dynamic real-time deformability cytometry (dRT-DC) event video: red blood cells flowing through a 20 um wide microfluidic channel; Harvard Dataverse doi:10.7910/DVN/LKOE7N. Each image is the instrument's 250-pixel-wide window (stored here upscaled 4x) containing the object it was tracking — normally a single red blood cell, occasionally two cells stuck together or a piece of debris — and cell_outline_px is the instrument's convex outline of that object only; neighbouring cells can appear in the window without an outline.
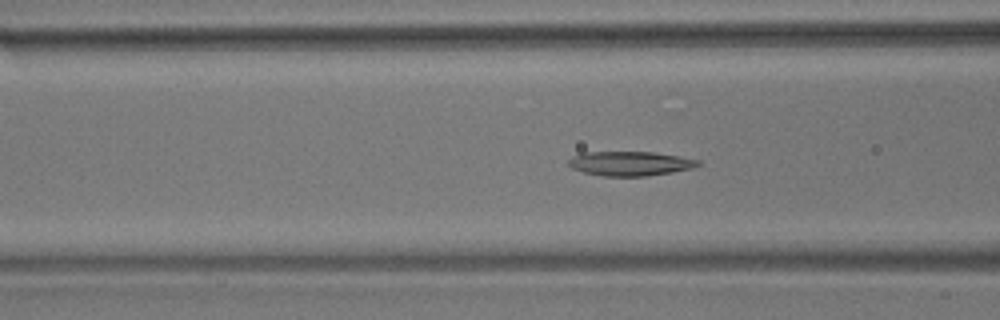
{"species": "common noctule bat (a hibernating species)", "species_latin": "Nyctalus noctula", "temperature_condition": "room temperature", "stored_images_in_passage": 52, "camera_frame_rate_fps": 3000, "um_per_image_px": 0.085, "animal": {"sex": "male", "body_mass_g": 17.9}, "frame": {"image": 1, "passage_image": 16, "time_ms": 5.0, "image_size_px": [1000, 320], "cell_outline_px": [[700, 164], [692, 168], [672, 172], [644, 176], [604, 176], [584, 172], [572, 168], [568, 164], [568, 160], [572, 156], [584, 152], [652, 152], [700, 160]], "centroid_in_image_um": [53.53, 13.9], "position_along_channel_um": 113.1, "area_um2": 18.21}}
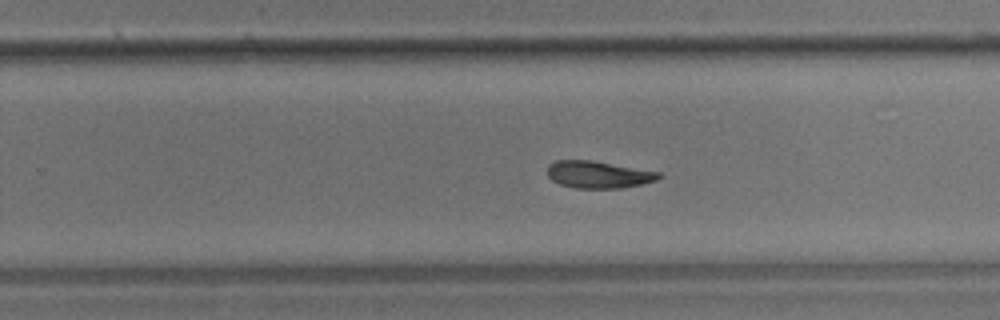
{"frame": {"image": 2, "passage_image": 30, "time_ms": 9.667, "image_size_px": [1000, 320], "cell_outline_px": [[660, 176], [656, 180], [640, 184], [620, 188], [576, 188], [560, 184], [552, 180], [548, 176], [548, 164], [556, 160], [588, 160], [660, 172]], "centroid_in_image_um": [50.81, 14.84], "position_along_channel_um": 279.0, "area_um2": 17.28}}
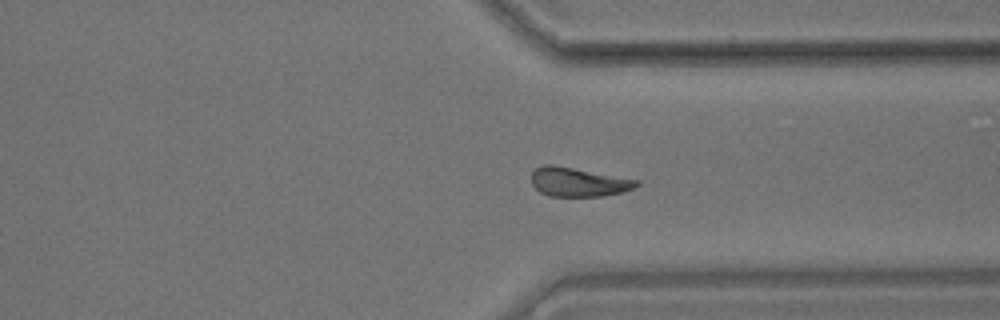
{"frame": {"image": 3, "passage_image": 37, "time_ms": 12.0, "image_size_px": [1000, 320], "cell_outline_px": [[640, 184], [636, 188], [620, 192], [600, 196], [548, 196], [540, 192], [532, 184], [532, 172], [536, 168], [544, 164], [552, 164], [640, 180]], "centroid_in_image_um": [49.16, 15.47], "position_along_channel_um": 362.2, "area_um2": 17.74}, "authors_computed_cell_mechanics": {"area_um2": 18.3804, "velocity_mm_per_s": 3.5561, "shape_relaxation_time_tau1_ms": 7.4759, "shape_relaxation_time_tau2_ms": null, "deformation_change_tau1": 0.1519, "deformation_change_tau2": null}}